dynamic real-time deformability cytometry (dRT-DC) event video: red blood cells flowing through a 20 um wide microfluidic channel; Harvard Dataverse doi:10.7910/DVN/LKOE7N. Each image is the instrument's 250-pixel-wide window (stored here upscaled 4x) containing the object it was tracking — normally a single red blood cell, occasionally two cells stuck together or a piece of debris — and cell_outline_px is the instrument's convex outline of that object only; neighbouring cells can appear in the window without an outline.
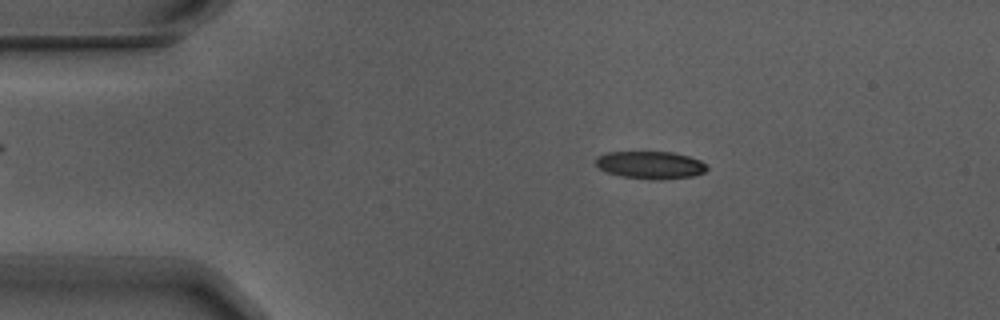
{"species": "Egyptian fruit bat (a non-hibernating species)", "species_latin": "Rousettus aegyptiacus", "temperature_condition": "warm", "stored_images_in_passage": 5, "camera_frame_rate_fps": 3000, "um_per_image_px": 0.085, "animal": {"sex": "male"}, "frame": {"image": 1, "passage_image": 3, "time_ms": 0.667, "image_size_px": [1000, 320], "cell_outline_px": [[708, 168], [704, 172], [692, 176], [660, 180], [656, 180], [620, 176], [608, 172], [600, 168], [596, 164], [596, 156], [608, 152], [672, 152], [688, 156], [700, 160], [708, 164]], "centroid_in_image_um": [55.31, 14.02], "position_along_channel_um": 29.7, "area_um2": 17.86}}